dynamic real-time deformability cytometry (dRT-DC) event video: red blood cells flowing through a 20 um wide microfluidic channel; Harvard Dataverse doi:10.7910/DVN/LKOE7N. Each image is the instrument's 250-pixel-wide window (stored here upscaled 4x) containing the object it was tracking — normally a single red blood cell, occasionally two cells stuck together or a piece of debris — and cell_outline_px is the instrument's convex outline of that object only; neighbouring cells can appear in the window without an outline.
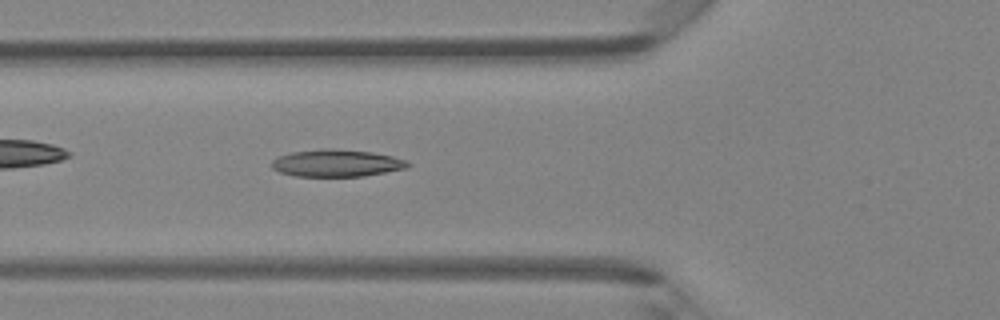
{"species": "Egyptian fruit bat (a non-hibernating species)", "species_latin": "Rousettus aegyptiacus", "temperature_condition": "room temperature", "stored_images_in_passage": 47, "camera_frame_rate_fps": 3000, "um_per_image_px": 0.085, "animal": {"sex": "female"}, "frame": {"image": 1, "passage_image": 16, "time_ms": 5.0, "image_size_px": [1000, 320], "cell_outline_px": [[412, 164], [408, 168], [364, 176], [296, 176], [280, 172], [272, 168], [272, 160], [280, 156], [292, 152], [320, 148], [328, 148], [372, 152], [392, 156], [408, 160]], "centroid_in_image_um": [28.66, 13.86], "position_along_channel_um": 97.1, "area_um2": 21.62}}
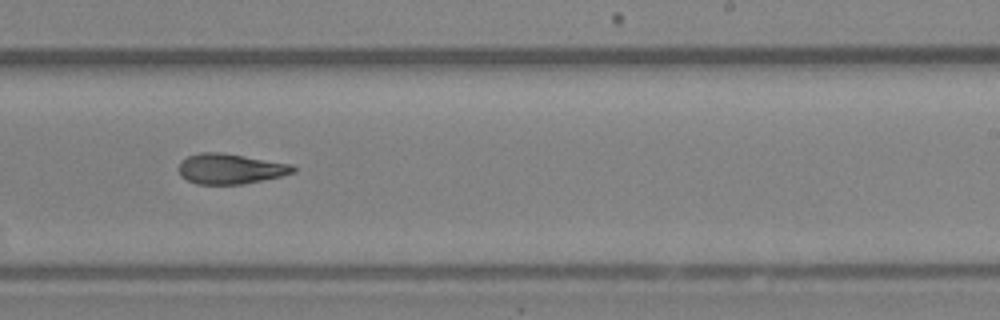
{"frame": {"image": 2, "passage_image": 28, "time_ms": 9.0, "image_size_px": [1000, 320], "cell_outline_px": [[296, 172], [280, 176], [244, 184], [196, 184], [180, 176], [180, 160], [188, 156], [200, 152], [220, 152], [292, 164], [296, 168]], "centroid_in_image_um": [19.58, 14.35], "position_along_channel_um": 269.4, "area_um2": 20.11}}
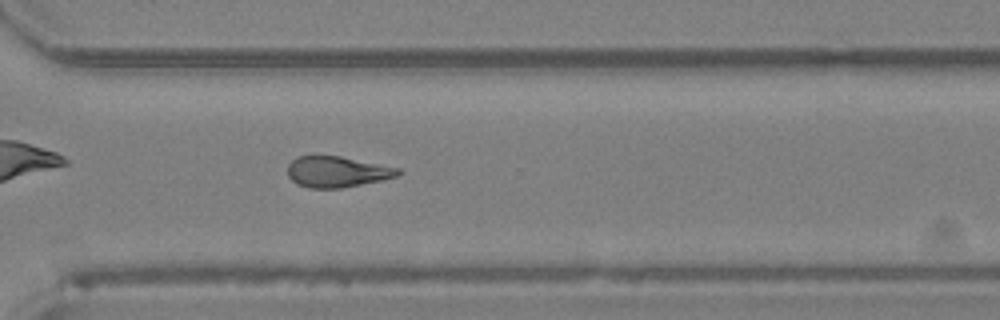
{"frame": {"image": 3, "passage_image": 33, "time_ms": 10.667, "image_size_px": [1000, 320], "cell_outline_px": [[404, 172], [396, 176], [380, 180], [340, 188], [308, 188], [296, 184], [288, 176], [288, 164], [296, 156], [316, 152], [340, 156], [400, 168]], "centroid_in_image_um": [28.58, 14.55], "position_along_channel_um": 342.0, "area_um2": 20.46}}